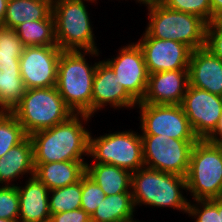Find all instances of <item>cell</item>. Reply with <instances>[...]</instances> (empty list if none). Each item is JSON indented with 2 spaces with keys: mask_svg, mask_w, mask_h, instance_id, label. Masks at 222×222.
I'll return each instance as SVG.
<instances>
[{
  "mask_svg": "<svg viewBox=\"0 0 222 222\" xmlns=\"http://www.w3.org/2000/svg\"><path fill=\"white\" fill-rule=\"evenodd\" d=\"M206 139L213 143L222 145V115L216 129Z\"/></svg>",
  "mask_w": 222,
  "mask_h": 222,
  "instance_id": "34",
  "label": "cell"
},
{
  "mask_svg": "<svg viewBox=\"0 0 222 222\" xmlns=\"http://www.w3.org/2000/svg\"><path fill=\"white\" fill-rule=\"evenodd\" d=\"M137 104L126 89L120 86L112 68L104 60H99L92 85V118L108 105L115 110H137Z\"/></svg>",
  "mask_w": 222,
  "mask_h": 222,
  "instance_id": "15",
  "label": "cell"
},
{
  "mask_svg": "<svg viewBox=\"0 0 222 222\" xmlns=\"http://www.w3.org/2000/svg\"><path fill=\"white\" fill-rule=\"evenodd\" d=\"M105 196L101 187L91 178L86 174L82 177L81 209L91 216Z\"/></svg>",
  "mask_w": 222,
  "mask_h": 222,
  "instance_id": "30",
  "label": "cell"
},
{
  "mask_svg": "<svg viewBox=\"0 0 222 222\" xmlns=\"http://www.w3.org/2000/svg\"><path fill=\"white\" fill-rule=\"evenodd\" d=\"M118 1V0H117ZM120 1V0H119ZM123 1V0H122ZM125 1H127V0H125ZM135 1V3H137V4H140L139 6H146L145 8H147V0H134Z\"/></svg>",
  "mask_w": 222,
  "mask_h": 222,
  "instance_id": "39",
  "label": "cell"
},
{
  "mask_svg": "<svg viewBox=\"0 0 222 222\" xmlns=\"http://www.w3.org/2000/svg\"><path fill=\"white\" fill-rule=\"evenodd\" d=\"M146 10L148 22L140 37L177 41L192 51L205 47L207 23L199 16L171 10L165 5Z\"/></svg>",
  "mask_w": 222,
  "mask_h": 222,
  "instance_id": "7",
  "label": "cell"
},
{
  "mask_svg": "<svg viewBox=\"0 0 222 222\" xmlns=\"http://www.w3.org/2000/svg\"><path fill=\"white\" fill-rule=\"evenodd\" d=\"M132 193L106 195L90 216L91 222H138ZM135 217V218H134Z\"/></svg>",
  "mask_w": 222,
  "mask_h": 222,
  "instance_id": "23",
  "label": "cell"
},
{
  "mask_svg": "<svg viewBox=\"0 0 222 222\" xmlns=\"http://www.w3.org/2000/svg\"><path fill=\"white\" fill-rule=\"evenodd\" d=\"M53 0H8L3 27L15 29L26 21L45 20L52 13Z\"/></svg>",
  "mask_w": 222,
  "mask_h": 222,
  "instance_id": "24",
  "label": "cell"
},
{
  "mask_svg": "<svg viewBox=\"0 0 222 222\" xmlns=\"http://www.w3.org/2000/svg\"><path fill=\"white\" fill-rule=\"evenodd\" d=\"M62 51L58 45L24 47L19 63L26 90L56 86Z\"/></svg>",
  "mask_w": 222,
  "mask_h": 222,
  "instance_id": "13",
  "label": "cell"
},
{
  "mask_svg": "<svg viewBox=\"0 0 222 222\" xmlns=\"http://www.w3.org/2000/svg\"><path fill=\"white\" fill-rule=\"evenodd\" d=\"M186 185L190 201L222 197L221 144L198 139L191 151Z\"/></svg>",
  "mask_w": 222,
  "mask_h": 222,
  "instance_id": "6",
  "label": "cell"
},
{
  "mask_svg": "<svg viewBox=\"0 0 222 222\" xmlns=\"http://www.w3.org/2000/svg\"><path fill=\"white\" fill-rule=\"evenodd\" d=\"M86 162V175L98 184L105 195L132 193V173L114 165Z\"/></svg>",
  "mask_w": 222,
  "mask_h": 222,
  "instance_id": "22",
  "label": "cell"
},
{
  "mask_svg": "<svg viewBox=\"0 0 222 222\" xmlns=\"http://www.w3.org/2000/svg\"><path fill=\"white\" fill-rule=\"evenodd\" d=\"M82 178L80 181L49 191V210L51 214L81 208Z\"/></svg>",
  "mask_w": 222,
  "mask_h": 222,
  "instance_id": "26",
  "label": "cell"
},
{
  "mask_svg": "<svg viewBox=\"0 0 222 222\" xmlns=\"http://www.w3.org/2000/svg\"><path fill=\"white\" fill-rule=\"evenodd\" d=\"M19 194L16 186H0V218L18 220Z\"/></svg>",
  "mask_w": 222,
  "mask_h": 222,
  "instance_id": "31",
  "label": "cell"
},
{
  "mask_svg": "<svg viewBox=\"0 0 222 222\" xmlns=\"http://www.w3.org/2000/svg\"><path fill=\"white\" fill-rule=\"evenodd\" d=\"M87 161L34 163L35 176L49 189L62 188L81 180Z\"/></svg>",
  "mask_w": 222,
  "mask_h": 222,
  "instance_id": "21",
  "label": "cell"
},
{
  "mask_svg": "<svg viewBox=\"0 0 222 222\" xmlns=\"http://www.w3.org/2000/svg\"><path fill=\"white\" fill-rule=\"evenodd\" d=\"M24 45L16 30H0V111L10 112L25 94L26 88L20 74L19 59Z\"/></svg>",
  "mask_w": 222,
  "mask_h": 222,
  "instance_id": "9",
  "label": "cell"
},
{
  "mask_svg": "<svg viewBox=\"0 0 222 222\" xmlns=\"http://www.w3.org/2000/svg\"><path fill=\"white\" fill-rule=\"evenodd\" d=\"M132 129L94 136L89 135V158L92 163L114 165L119 168L136 172L144 167L143 143L141 134ZM94 159V160H93Z\"/></svg>",
  "mask_w": 222,
  "mask_h": 222,
  "instance_id": "8",
  "label": "cell"
},
{
  "mask_svg": "<svg viewBox=\"0 0 222 222\" xmlns=\"http://www.w3.org/2000/svg\"><path fill=\"white\" fill-rule=\"evenodd\" d=\"M189 85L222 97V60L205 47L190 56Z\"/></svg>",
  "mask_w": 222,
  "mask_h": 222,
  "instance_id": "18",
  "label": "cell"
},
{
  "mask_svg": "<svg viewBox=\"0 0 222 222\" xmlns=\"http://www.w3.org/2000/svg\"><path fill=\"white\" fill-rule=\"evenodd\" d=\"M141 135H163L179 140H198L181 105L138 103Z\"/></svg>",
  "mask_w": 222,
  "mask_h": 222,
  "instance_id": "11",
  "label": "cell"
},
{
  "mask_svg": "<svg viewBox=\"0 0 222 222\" xmlns=\"http://www.w3.org/2000/svg\"><path fill=\"white\" fill-rule=\"evenodd\" d=\"M91 117L74 113L62 123L31 134L34 163L88 161Z\"/></svg>",
  "mask_w": 222,
  "mask_h": 222,
  "instance_id": "1",
  "label": "cell"
},
{
  "mask_svg": "<svg viewBox=\"0 0 222 222\" xmlns=\"http://www.w3.org/2000/svg\"><path fill=\"white\" fill-rule=\"evenodd\" d=\"M34 175L33 143L30 136H27L0 158V186H17L23 182L24 177Z\"/></svg>",
  "mask_w": 222,
  "mask_h": 222,
  "instance_id": "20",
  "label": "cell"
},
{
  "mask_svg": "<svg viewBox=\"0 0 222 222\" xmlns=\"http://www.w3.org/2000/svg\"><path fill=\"white\" fill-rule=\"evenodd\" d=\"M117 54L103 59L114 71L120 86L137 101L145 97L149 73L144 60L143 52L135 42L121 46Z\"/></svg>",
  "mask_w": 222,
  "mask_h": 222,
  "instance_id": "12",
  "label": "cell"
},
{
  "mask_svg": "<svg viewBox=\"0 0 222 222\" xmlns=\"http://www.w3.org/2000/svg\"><path fill=\"white\" fill-rule=\"evenodd\" d=\"M188 217L194 222H220L218 214V198L189 201Z\"/></svg>",
  "mask_w": 222,
  "mask_h": 222,
  "instance_id": "29",
  "label": "cell"
},
{
  "mask_svg": "<svg viewBox=\"0 0 222 222\" xmlns=\"http://www.w3.org/2000/svg\"><path fill=\"white\" fill-rule=\"evenodd\" d=\"M28 135L16 117L8 111H0V158Z\"/></svg>",
  "mask_w": 222,
  "mask_h": 222,
  "instance_id": "27",
  "label": "cell"
},
{
  "mask_svg": "<svg viewBox=\"0 0 222 222\" xmlns=\"http://www.w3.org/2000/svg\"><path fill=\"white\" fill-rule=\"evenodd\" d=\"M212 8V21L222 19V0H210Z\"/></svg>",
  "mask_w": 222,
  "mask_h": 222,
  "instance_id": "35",
  "label": "cell"
},
{
  "mask_svg": "<svg viewBox=\"0 0 222 222\" xmlns=\"http://www.w3.org/2000/svg\"><path fill=\"white\" fill-rule=\"evenodd\" d=\"M144 167L186 177L193 145L198 140H179L163 135H141Z\"/></svg>",
  "mask_w": 222,
  "mask_h": 222,
  "instance_id": "10",
  "label": "cell"
},
{
  "mask_svg": "<svg viewBox=\"0 0 222 222\" xmlns=\"http://www.w3.org/2000/svg\"><path fill=\"white\" fill-rule=\"evenodd\" d=\"M8 0H0V24L3 25Z\"/></svg>",
  "mask_w": 222,
  "mask_h": 222,
  "instance_id": "36",
  "label": "cell"
},
{
  "mask_svg": "<svg viewBox=\"0 0 222 222\" xmlns=\"http://www.w3.org/2000/svg\"><path fill=\"white\" fill-rule=\"evenodd\" d=\"M24 184V185H23ZM18 184L20 222H49V189L34 175Z\"/></svg>",
  "mask_w": 222,
  "mask_h": 222,
  "instance_id": "19",
  "label": "cell"
},
{
  "mask_svg": "<svg viewBox=\"0 0 222 222\" xmlns=\"http://www.w3.org/2000/svg\"><path fill=\"white\" fill-rule=\"evenodd\" d=\"M100 54L101 51L63 50L60 55L56 88L73 113L91 116L93 78ZM88 56L95 62L87 60Z\"/></svg>",
  "mask_w": 222,
  "mask_h": 222,
  "instance_id": "2",
  "label": "cell"
},
{
  "mask_svg": "<svg viewBox=\"0 0 222 222\" xmlns=\"http://www.w3.org/2000/svg\"><path fill=\"white\" fill-rule=\"evenodd\" d=\"M131 191L136 211L144 205L187 214L190 200L184 176L143 167L132 173Z\"/></svg>",
  "mask_w": 222,
  "mask_h": 222,
  "instance_id": "3",
  "label": "cell"
},
{
  "mask_svg": "<svg viewBox=\"0 0 222 222\" xmlns=\"http://www.w3.org/2000/svg\"><path fill=\"white\" fill-rule=\"evenodd\" d=\"M165 6L171 10L197 15L207 24L212 22L210 0H168Z\"/></svg>",
  "mask_w": 222,
  "mask_h": 222,
  "instance_id": "28",
  "label": "cell"
},
{
  "mask_svg": "<svg viewBox=\"0 0 222 222\" xmlns=\"http://www.w3.org/2000/svg\"><path fill=\"white\" fill-rule=\"evenodd\" d=\"M205 48L222 60V19L207 24Z\"/></svg>",
  "mask_w": 222,
  "mask_h": 222,
  "instance_id": "32",
  "label": "cell"
},
{
  "mask_svg": "<svg viewBox=\"0 0 222 222\" xmlns=\"http://www.w3.org/2000/svg\"><path fill=\"white\" fill-rule=\"evenodd\" d=\"M92 3L98 4L97 1L91 0H53L55 36L61 50H100V47L96 46L97 38L93 31L95 27L87 7Z\"/></svg>",
  "mask_w": 222,
  "mask_h": 222,
  "instance_id": "4",
  "label": "cell"
},
{
  "mask_svg": "<svg viewBox=\"0 0 222 222\" xmlns=\"http://www.w3.org/2000/svg\"><path fill=\"white\" fill-rule=\"evenodd\" d=\"M24 46H55V21L51 13L45 20L26 21L16 28Z\"/></svg>",
  "mask_w": 222,
  "mask_h": 222,
  "instance_id": "25",
  "label": "cell"
},
{
  "mask_svg": "<svg viewBox=\"0 0 222 222\" xmlns=\"http://www.w3.org/2000/svg\"><path fill=\"white\" fill-rule=\"evenodd\" d=\"M188 86V69L149 74L145 97L138 103L181 105Z\"/></svg>",
  "mask_w": 222,
  "mask_h": 222,
  "instance_id": "17",
  "label": "cell"
},
{
  "mask_svg": "<svg viewBox=\"0 0 222 222\" xmlns=\"http://www.w3.org/2000/svg\"><path fill=\"white\" fill-rule=\"evenodd\" d=\"M168 0H147V8L159 5H165Z\"/></svg>",
  "mask_w": 222,
  "mask_h": 222,
  "instance_id": "37",
  "label": "cell"
},
{
  "mask_svg": "<svg viewBox=\"0 0 222 222\" xmlns=\"http://www.w3.org/2000/svg\"><path fill=\"white\" fill-rule=\"evenodd\" d=\"M181 106L198 139H206L216 129L222 115L221 96L190 85Z\"/></svg>",
  "mask_w": 222,
  "mask_h": 222,
  "instance_id": "14",
  "label": "cell"
},
{
  "mask_svg": "<svg viewBox=\"0 0 222 222\" xmlns=\"http://www.w3.org/2000/svg\"><path fill=\"white\" fill-rule=\"evenodd\" d=\"M0 222H20L19 220H11V219H1Z\"/></svg>",
  "mask_w": 222,
  "mask_h": 222,
  "instance_id": "40",
  "label": "cell"
},
{
  "mask_svg": "<svg viewBox=\"0 0 222 222\" xmlns=\"http://www.w3.org/2000/svg\"><path fill=\"white\" fill-rule=\"evenodd\" d=\"M10 112L28 136L62 123L74 114L65 104L56 86L27 89Z\"/></svg>",
  "mask_w": 222,
  "mask_h": 222,
  "instance_id": "5",
  "label": "cell"
},
{
  "mask_svg": "<svg viewBox=\"0 0 222 222\" xmlns=\"http://www.w3.org/2000/svg\"><path fill=\"white\" fill-rule=\"evenodd\" d=\"M136 42L143 52L149 74L188 69L192 50L187 45L153 37H140Z\"/></svg>",
  "mask_w": 222,
  "mask_h": 222,
  "instance_id": "16",
  "label": "cell"
},
{
  "mask_svg": "<svg viewBox=\"0 0 222 222\" xmlns=\"http://www.w3.org/2000/svg\"><path fill=\"white\" fill-rule=\"evenodd\" d=\"M218 214H219V221L222 222V197L218 198Z\"/></svg>",
  "mask_w": 222,
  "mask_h": 222,
  "instance_id": "38",
  "label": "cell"
},
{
  "mask_svg": "<svg viewBox=\"0 0 222 222\" xmlns=\"http://www.w3.org/2000/svg\"><path fill=\"white\" fill-rule=\"evenodd\" d=\"M49 222H91L90 215L83 209H75L62 213L51 214Z\"/></svg>",
  "mask_w": 222,
  "mask_h": 222,
  "instance_id": "33",
  "label": "cell"
}]
</instances>
